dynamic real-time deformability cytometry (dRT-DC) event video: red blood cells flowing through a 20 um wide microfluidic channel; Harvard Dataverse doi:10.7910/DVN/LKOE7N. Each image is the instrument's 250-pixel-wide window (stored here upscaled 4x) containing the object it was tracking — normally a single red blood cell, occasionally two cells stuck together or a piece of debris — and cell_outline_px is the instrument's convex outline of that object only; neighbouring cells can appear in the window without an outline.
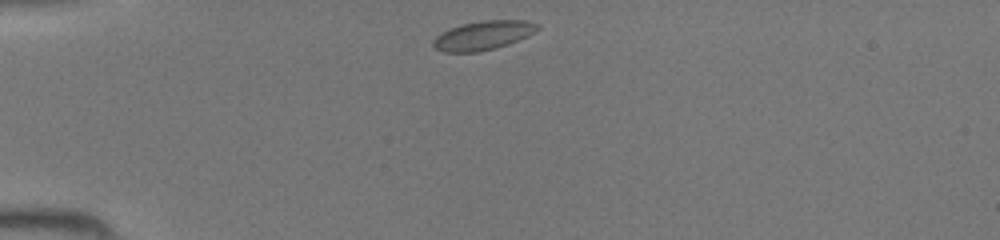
{"species": "common noctule bat (a hibernating species)", "species_latin": "Nyctalus noctula", "temperature_condition": "room temperature", "stored_images_in_passage": 35, "camera_frame_rate_fps": 3000, "um_per_image_px": 0.085, "animal": {"sex": "female", "body_mass_g": 19.5, "forearm_length_mm": 54.1}, "frame": {"image": 1, "passage_image": 1, "time_ms": 0.0, "image_size_px": [1000, 240], "cell_outline_px": [[540, 28], [536, 32], [528, 36], [508, 44], [496, 48], [480, 52], [444, 52], [436, 48], [432, 44], [432, 40], [436, 36], [460, 24], [480, 20], [528, 20], [536, 24]], "centroid_in_image_um": [41.09, 3.0], "position_along_channel_um": 43.9, "area_um2": 17.69}}
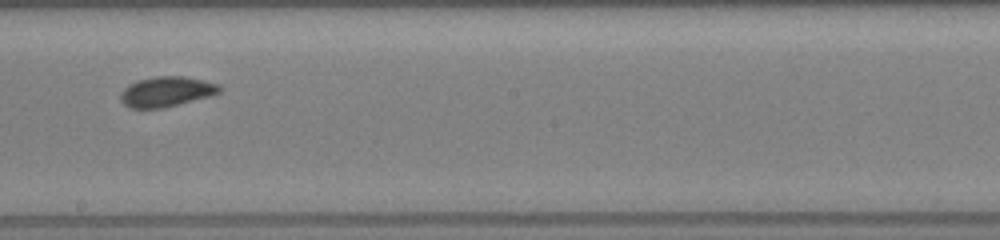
{"frame": {"image": 2, "passage_image": 16, "time_ms": 5.0, "image_size_px": [1000, 240], "cell_outline_px": [[220, 92], [208, 96], [164, 108], [128, 108], [120, 100], [120, 92], [128, 84], [136, 80], [156, 76], [184, 76], [220, 84]], "centroid_in_image_um": [14.09, 7.78], "position_along_channel_um": 234.1, "area_um2": 17.4}}
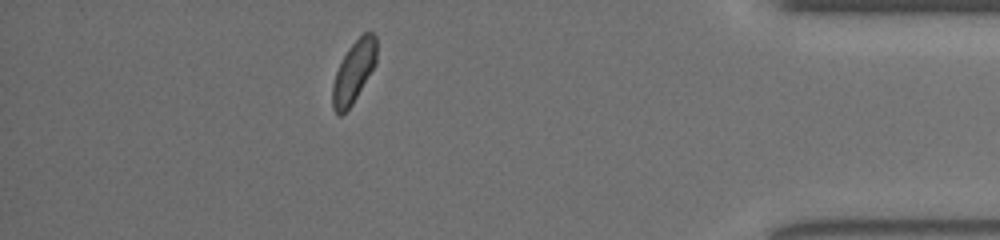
{"frame": {"image": 3, "passage_image": 30, "time_ms": 9.667, "image_size_px": [1000, 240], "cell_outline_px": [[376, 64], [352, 104], [340, 116], [332, 108], [332, 84], [336, 72], [348, 48], [364, 32], [372, 32], [376, 36]], "centroid_in_image_um": [30.07, 6.1], "position_along_channel_um": 405.1, "area_um2": 15.66}}